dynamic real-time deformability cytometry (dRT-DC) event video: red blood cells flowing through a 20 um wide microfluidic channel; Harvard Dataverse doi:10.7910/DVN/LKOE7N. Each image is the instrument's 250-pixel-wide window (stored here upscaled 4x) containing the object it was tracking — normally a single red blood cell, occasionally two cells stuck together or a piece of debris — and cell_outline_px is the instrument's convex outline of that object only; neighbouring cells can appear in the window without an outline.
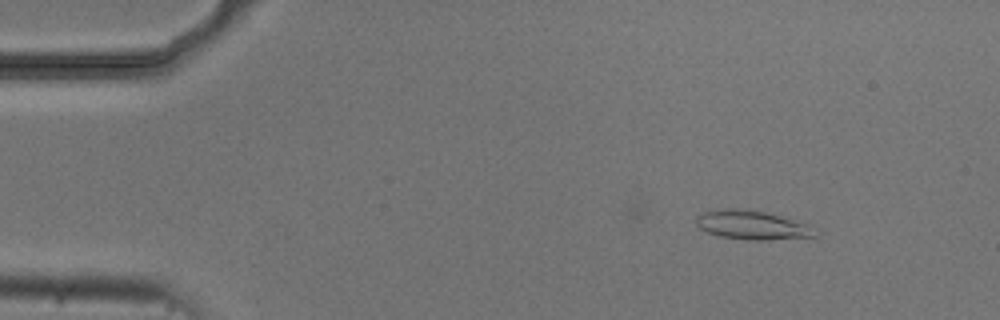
{"species": "common noctule bat (a hibernating species)", "species_latin": "Nyctalus noctula", "temperature_condition": "cold", "stored_images_in_passage": 6, "camera_frame_rate_fps": 3000, "um_per_image_px": 0.085, "animal": {"sex": "male", "body_mass_g": 20.5, "forearm_length_mm": 52.5}, "frame": {"image": 1, "passage_image": 2, "time_ms": 1.0, "image_size_px": [1000, 320], "cell_outline_px": [[820, 232], [816, 236], [768, 240], [748, 240], [720, 236], [708, 232], [700, 228], [696, 224], [696, 220], [704, 212], [728, 208], [736, 208], [764, 212], [808, 224]], "centroid_in_image_um": [63.98, 19.15], "position_along_channel_um": 21.0, "area_um2": 19.77}}
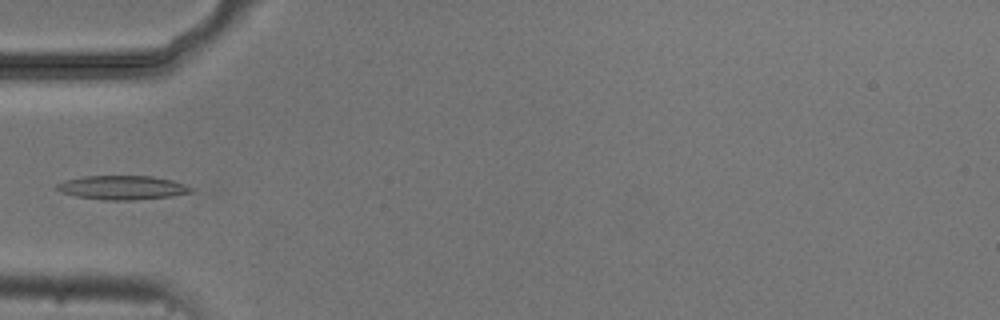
{"frame": {"image": 2, "passage_image": 5, "time_ms": 4.667, "image_size_px": [1000, 320], "cell_outline_px": [[196, 188], [192, 192], [172, 196], [132, 200], [104, 200], [76, 196], [60, 192], [56, 188], [56, 184], [64, 180], [84, 176], [152, 176], [172, 180]], "centroid_in_image_um": [10.41, 15.94], "position_along_channel_um": 74.6, "area_um2": 18.84}}
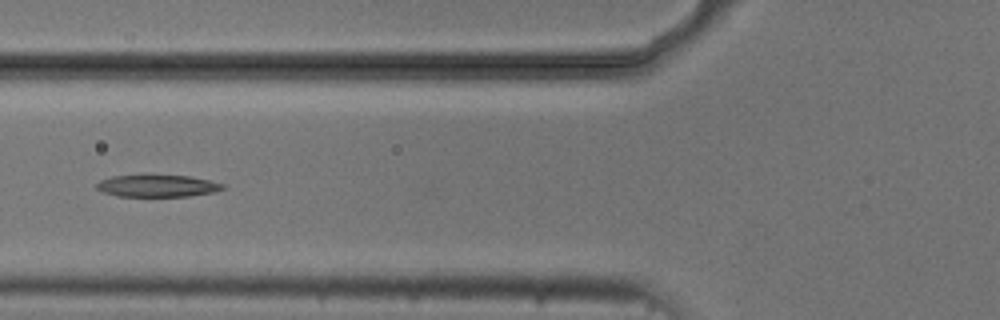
{"frame": {"image": 3, "passage_image": 6, "time_ms": 5.667, "image_size_px": [1000, 320], "cell_outline_px": [[224, 188], [212, 192], [188, 196], [116, 196], [104, 192], [96, 188], [96, 184], [100, 180], [112, 176], [152, 172], [188, 176], [208, 180], [224, 184]], "centroid_in_image_um": [13.31, 15.74], "position_along_channel_um": 112.5, "area_um2": 16.88}}